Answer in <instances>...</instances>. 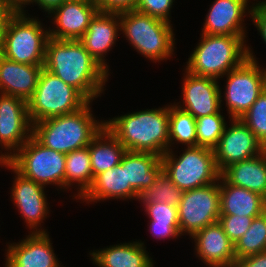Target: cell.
Wrapping results in <instances>:
<instances>
[{"instance_id":"obj_9","label":"cell","mask_w":266,"mask_h":267,"mask_svg":"<svg viewBox=\"0 0 266 267\" xmlns=\"http://www.w3.org/2000/svg\"><path fill=\"white\" fill-rule=\"evenodd\" d=\"M66 154L42 145L33 135L9 158V164L23 177L45 186L65 189Z\"/></svg>"},{"instance_id":"obj_26","label":"cell","mask_w":266,"mask_h":267,"mask_svg":"<svg viewBox=\"0 0 266 267\" xmlns=\"http://www.w3.org/2000/svg\"><path fill=\"white\" fill-rule=\"evenodd\" d=\"M121 164L126 168L127 184L138 195L151 187L162 172L161 156L150 152L126 151Z\"/></svg>"},{"instance_id":"obj_7","label":"cell","mask_w":266,"mask_h":267,"mask_svg":"<svg viewBox=\"0 0 266 267\" xmlns=\"http://www.w3.org/2000/svg\"><path fill=\"white\" fill-rule=\"evenodd\" d=\"M173 152L170 149L161 157L162 171L182 191L218 181L220 172L212 149L200 146L187 147L180 156Z\"/></svg>"},{"instance_id":"obj_23","label":"cell","mask_w":266,"mask_h":267,"mask_svg":"<svg viewBox=\"0 0 266 267\" xmlns=\"http://www.w3.org/2000/svg\"><path fill=\"white\" fill-rule=\"evenodd\" d=\"M110 198L139 199L137 192L127 184L126 168L121 163L96 175L93 184L80 199L89 204Z\"/></svg>"},{"instance_id":"obj_33","label":"cell","mask_w":266,"mask_h":267,"mask_svg":"<svg viewBox=\"0 0 266 267\" xmlns=\"http://www.w3.org/2000/svg\"><path fill=\"white\" fill-rule=\"evenodd\" d=\"M240 119L266 148V88Z\"/></svg>"},{"instance_id":"obj_18","label":"cell","mask_w":266,"mask_h":267,"mask_svg":"<svg viewBox=\"0 0 266 267\" xmlns=\"http://www.w3.org/2000/svg\"><path fill=\"white\" fill-rule=\"evenodd\" d=\"M197 257L209 267H235L234 243L225 234L217 221L192 236Z\"/></svg>"},{"instance_id":"obj_39","label":"cell","mask_w":266,"mask_h":267,"mask_svg":"<svg viewBox=\"0 0 266 267\" xmlns=\"http://www.w3.org/2000/svg\"><path fill=\"white\" fill-rule=\"evenodd\" d=\"M150 233L157 239L165 238H177L182 236L180 233L179 226H161V225H150Z\"/></svg>"},{"instance_id":"obj_8","label":"cell","mask_w":266,"mask_h":267,"mask_svg":"<svg viewBox=\"0 0 266 267\" xmlns=\"http://www.w3.org/2000/svg\"><path fill=\"white\" fill-rule=\"evenodd\" d=\"M89 101L74 87L43 68L38 85L27 101L31 123L73 113Z\"/></svg>"},{"instance_id":"obj_37","label":"cell","mask_w":266,"mask_h":267,"mask_svg":"<svg viewBox=\"0 0 266 267\" xmlns=\"http://www.w3.org/2000/svg\"><path fill=\"white\" fill-rule=\"evenodd\" d=\"M99 12L122 13L135 10L138 0H93Z\"/></svg>"},{"instance_id":"obj_10","label":"cell","mask_w":266,"mask_h":267,"mask_svg":"<svg viewBox=\"0 0 266 267\" xmlns=\"http://www.w3.org/2000/svg\"><path fill=\"white\" fill-rule=\"evenodd\" d=\"M248 46V58L226 74L224 100L229 118H240L266 88V68L261 69Z\"/></svg>"},{"instance_id":"obj_24","label":"cell","mask_w":266,"mask_h":267,"mask_svg":"<svg viewBox=\"0 0 266 267\" xmlns=\"http://www.w3.org/2000/svg\"><path fill=\"white\" fill-rule=\"evenodd\" d=\"M145 249L144 242L133 241L95 250L90 255L98 267H154Z\"/></svg>"},{"instance_id":"obj_31","label":"cell","mask_w":266,"mask_h":267,"mask_svg":"<svg viewBox=\"0 0 266 267\" xmlns=\"http://www.w3.org/2000/svg\"><path fill=\"white\" fill-rule=\"evenodd\" d=\"M183 191L162 171L154 184L139 195L141 203L160 202L171 206H178Z\"/></svg>"},{"instance_id":"obj_19","label":"cell","mask_w":266,"mask_h":267,"mask_svg":"<svg viewBox=\"0 0 266 267\" xmlns=\"http://www.w3.org/2000/svg\"><path fill=\"white\" fill-rule=\"evenodd\" d=\"M248 3L249 0H215L206 15L202 34L237 35L245 39L244 17L247 10L248 14L252 11Z\"/></svg>"},{"instance_id":"obj_1","label":"cell","mask_w":266,"mask_h":267,"mask_svg":"<svg viewBox=\"0 0 266 267\" xmlns=\"http://www.w3.org/2000/svg\"><path fill=\"white\" fill-rule=\"evenodd\" d=\"M44 69L76 88L91 103L101 97L109 76L79 40L49 37Z\"/></svg>"},{"instance_id":"obj_41","label":"cell","mask_w":266,"mask_h":267,"mask_svg":"<svg viewBox=\"0 0 266 267\" xmlns=\"http://www.w3.org/2000/svg\"><path fill=\"white\" fill-rule=\"evenodd\" d=\"M67 0H33L31 3H37L41 10L46 11L48 14L56 7L62 5Z\"/></svg>"},{"instance_id":"obj_27","label":"cell","mask_w":266,"mask_h":267,"mask_svg":"<svg viewBox=\"0 0 266 267\" xmlns=\"http://www.w3.org/2000/svg\"><path fill=\"white\" fill-rule=\"evenodd\" d=\"M93 177L121 163L127 149L104 126L88 145Z\"/></svg>"},{"instance_id":"obj_40","label":"cell","mask_w":266,"mask_h":267,"mask_svg":"<svg viewBox=\"0 0 266 267\" xmlns=\"http://www.w3.org/2000/svg\"><path fill=\"white\" fill-rule=\"evenodd\" d=\"M235 267H266V251L238 260Z\"/></svg>"},{"instance_id":"obj_44","label":"cell","mask_w":266,"mask_h":267,"mask_svg":"<svg viewBox=\"0 0 266 267\" xmlns=\"http://www.w3.org/2000/svg\"><path fill=\"white\" fill-rule=\"evenodd\" d=\"M9 164V158L4 154H0V166H7Z\"/></svg>"},{"instance_id":"obj_16","label":"cell","mask_w":266,"mask_h":267,"mask_svg":"<svg viewBox=\"0 0 266 267\" xmlns=\"http://www.w3.org/2000/svg\"><path fill=\"white\" fill-rule=\"evenodd\" d=\"M185 73L181 90L183 106L179 103L176 105L195 119L220 112L223 96L218 80L192 75L186 70Z\"/></svg>"},{"instance_id":"obj_6","label":"cell","mask_w":266,"mask_h":267,"mask_svg":"<svg viewBox=\"0 0 266 267\" xmlns=\"http://www.w3.org/2000/svg\"><path fill=\"white\" fill-rule=\"evenodd\" d=\"M120 31L138 53L154 61L169 59L174 52L172 24L137 10L119 13Z\"/></svg>"},{"instance_id":"obj_42","label":"cell","mask_w":266,"mask_h":267,"mask_svg":"<svg viewBox=\"0 0 266 267\" xmlns=\"http://www.w3.org/2000/svg\"><path fill=\"white\" fill-rule=\"evenodd\" d=\"M32 1L33 0H5V2L7 3V5L14 12H23L24 11L23 9L26 7L24 5H30Z\"/></svg>"},{"instance_id":"obj_20","label":"cell","mask_w":266,"mask_h":267,"mask_svg":"<svg viewBox=\"0 0 266 267\" xmlns=\"http://www.w3.org/2000/svg\"><path fill=\"white\" fill-rule=\"evenodd\" d=\"M120 31L118 13L98 12L79 39L91 56L108 72L105 55L113 48Z\"/></svg>"},{"instance_id":"obj_35","label":"cell","mask_w":266,"mask_h":267,"mask_svg":"<svg viewBox=\"0 0 266 267\" xmlns=\"http://www.w3.org/2000/svg\"><path fill=\"white\" fill-rule=\"evenodd\" d=\"M255 217L220 215L218 222L223 227L225 234L235 244L251 226Z\"/></svg>"},{"instance_id":"obj_43","label":"cell","mask_w":266,"mask_h":267,"mask_svg":"<svg viewBox=\"0 0 266 267\" xmlns=\"http://www.w3.org/2000/svg\"><path fill=\"white\" fill-rule=\"evenodd\" d=\"M14 11L7 5L5 0H0V23H6L7 18Z\"/></svg>"},{"instance_id":"obj_4","label":"cell","mask_w":266,"mask_h":267,"mask_svg":"<svg viewBox=\"0 0 266 267\" xmlns=\"http://www.w3.org/2000/svg\"><path fill=\"white\" fill-rule=\"evenodd\" d=\"M185 67L192 75L223 78L248 58V46L242 36L201 34Z\"/></svg>"},{"instance_id":"obj_2","label":"cell","mask_w":266,"mask_h":267,"mask_svg":"<svg viewBox=\"0 0 266 267\" xmlns=\"http://www.w3.org/2000/svg\"><path fill=\"white\" fill-rule=\"evenodd\" d=\"M105 126L127 151L162 157L169 150V105L114 117Z\"/></svg>"},{"instance_id":"obj_32","label":"cell","mask_w":266,"mask_h":267,"mask_svg":"<svg viewBox=\"0 0 266 267\" xmlns=\"http://www.w3.org/2000/svg\"><path fill=\"white\" fill-rule=\"evenodd\" d=\"M221 112L196 119L197 146L214 149L227 123Z\"/></svg>"},{"instance_id":"obj_14","label":"cell","mask_w":266,"mask_h":267,"mask_svg":"<svg viewBox=\"0 0 266 267\" xmlns=\"http://www.w3.org/2000/svg\"><path fill=\"white\" fill-rule=\"evenodd\" d=\"M6 167L16 174L13 188H11V199H13L14 205L21 213V217L25 218L24 222L27 223L30 229H33L30 232L33 234L47 233L46 230H42L39 226L49 213L47 197L44 192L45 187L23 177L10 164Z\"/></svg>"},{"instance_id":"obj_45","label":"cell","mask_w":266,"mask_h":267,"mask_svg":"<svg viewBox=\"0 0 266 267\" xmlns=\"http://www.w3.org/2000/svg\"><path fill=\"white\" fill-rule=\"evenodd\" d=\"M5 23H0V35L4 29Z\"/></svg>"},{"instance_id":"obj_29","label":"cell","mask_w":266,"mask_h":267,"mask_svg":"<svg viewBox=\"0 0 266 267\" xmlns=\"http://www.w3.org/2000/svg\"><path fill=\"white\" fill-rule=\"evenodd\" d=\"M168 131L169 150L176 141L187 147L197 146L196 119L175 103L174 105H169Z\"/></svg>"},{"instance_id":"obj_3","label":"cell","mask_w":266,"mask_h":267,"mask_svg":"<svg viewBox=\"0 0 266 267\" xmlns=\"http://www.w3.org/2000/svg\"><path fill=\"white\" fill-rule=\"evenodd\" d=\"M90 104L73 113L34 123L32 135L45 147L63 154L87 147L105 126V120L95 119Z\"/></svg>"},{"instance_id":"obj_36","label":"cell","mask_w":266,"mask_h":267,"mask_svg":"<svg viewBox=\"0 0 266 267\" xmlns=\"http://www.w3.org/2000/svg\"><path fill=\"white\" fill-rule=\"evenodd\" d=\"M175 0H138L135 10L171 23L170 12Z\"/></svg>"},{"instance_id":"obj_28","label":"cell","mask_w":266,"mask_h":267,"mask_svg":"<svg viewBox=\"0 0 266 267\" xmlns=\"http://www.w3.org/2000/svg\"><path fill=\"white\" fill-rule=\"evenodd\" d=\"M93 181L94 177L88 146L66 154L65 189H68L73 183L78 184V194L73 197L80 199L91 187Z\"/></svg>"},{"instance_id":"obj_34","label":"cell","mask_w":266,"mask_h":267,"mask_svg":"<svg viewBox=\"0 0 266 267\" xmlns=\"http://www.w3.org/2000/svg\"><path fill=\"white\" fill-rule=\"evenodd\" d=\"M150 220V225L179 226L177 206L166 203L151 202L143 203Z\"/></svg>"},{"instance_id":"obj_11","label":"cell","mask_w":266,"mask_h":267,"mask_svg":"<svg viewBox=\"0 0 266 267\" xmlns=\"http://www.w3.org/2000/svg\"><path fill=\"white\" fill-rule=\"evenodd\" d=\"M181 235L191 236L219 220L220 190L219 180L215 183L183 191L177 206Z\"/></svg>"},{"instance_id":"obj_38","label":"cell","mask_w":266,"mask_h":267,"mask_svg":"<svg viewBox=\"0 0 266 267\" xmlns=\"http://www.w3.org/2000/svg\"><path fill=\"white\" fill-rule=\"evenodd\" d=\"M252 4V11L249 17H252L254 25L260 32V36L266 44V0L257 1ZM256 4V5H255Z\"/></svg>"},{"instance_id":"obj_17","label":"cell","mask_w":266,"mask_h":267,"mask_svg":"<svg viewBox=\"0 0 266 267\" xmlns=\"http://www.w3.org/2000/svg\"><path fill=\"white\" fill-rule=\"evenodd\" d=\"M7 246L5 267H59L48 233H29Z\"/></svg>"},{"instance_id":"obj_25","label":"cell","mask_w":266,"mask_h":267,"mask_svg":"<svg viewBox=\"0 0 266 267\" xmlns=\"http://www.w3.org/2000/svg\"><path fill=\"white\" fill-rule=\"evenodd\" d=\"M220 175L229 184L254 191L266 198V149L253 158L229 165Z\"/></svg>"},{"instance_id":"obj_15","label":"cell","mask_w":266,"mask_h":267,"mask_svg":"<svg viewBox=\"0 0 266 267\" xmlns=\"http://www.w3.org/2000/svg\"><path fill=\"white\" fill-rule=\"evenodd\" d=\"M99 12L93 0H67L48 15L56 28L50 30L49 37L58 40H79L87 31L90 21Z\"/></svg>"},{"instance_id":"obj_21","label":"cell","mask_w":266,"mask_h":267,"mask_svg":"<svg viewBox=\"0 0 266 267\" xmlns=\"http://www.w3.org/2000/svg\"><path fill=\"white\" fill-rule=\"evenodd\" d=\"M43 68L14 62L0 55V93L28 101L38 85Z\"/></svg>"},{"instance_id":"obj_22","label":"cell","mask_w":266,"mask_h":267,"mask_svg":"<svg viewBox=\"0 0 266 267\" xmlns=\"http://www.w3.org/2000/svg\"><path fill=\"white\" fill-rule=\"evenodd\" d=\"M220 215L258 217L266 211V198L248 189L229 184L219 177Z\"/></svg>"},{"instance_id":"obj_13","label":"cell","mask_w":266,"mask_h":267,"mask_svg":"<svg viewBox=\"0 0 266 267\" xmlns=\"http://www.w3.org/2000/svg\"><path fill=\"white\" fill-rule=\"evenodd\" d=\"M232 120V121H231ZM217 146L213 149L215 163L221 173L226 167L261 154L266 148L239 118H232Z\"/></svg>"},{"instance_id":"obj_30","label":"cell","mask_w":266,"mask_h":267,"mask_svg":"<svg viewBox=\"0 0 266 267\" xmlns=\"http://www.w3.org/2000/svg\"><path fill=\"white\" fill-rule=\"evenodd\" d=\"M266 251V211L255 217L248 231L234 244L236 262Z\"/></svg>"},{"instance_id":"obj_12","label":"cell","mask_w":266,"mask_h":267,"mask_svg":"<svg viewBox=\"0 0 266 267\" xmlns=\"http://www.w3.org/2000/svg\"><path fill=\"white\" fill-rule=\"evenodd\" d=\"M32 130L27 101L0 93V146L10 151L5 152L8 158L27 142Z\"/></svg>"},{"instance_id":"obj_5","label":"cell","mask_w":266,"mask_h":267,"mask_svg":"<svg viewBox=\"0 0 266 267\" xmlns=\"http://www.w3.org/2000/svg\"><path fill=\"white\" fill-rule=\"evenodd\" d=\"M25 12H13L7 18L0 35V55L14 62L44 66L49 29L38 17L30 18Z\"/></svg>"}]
</instances>
